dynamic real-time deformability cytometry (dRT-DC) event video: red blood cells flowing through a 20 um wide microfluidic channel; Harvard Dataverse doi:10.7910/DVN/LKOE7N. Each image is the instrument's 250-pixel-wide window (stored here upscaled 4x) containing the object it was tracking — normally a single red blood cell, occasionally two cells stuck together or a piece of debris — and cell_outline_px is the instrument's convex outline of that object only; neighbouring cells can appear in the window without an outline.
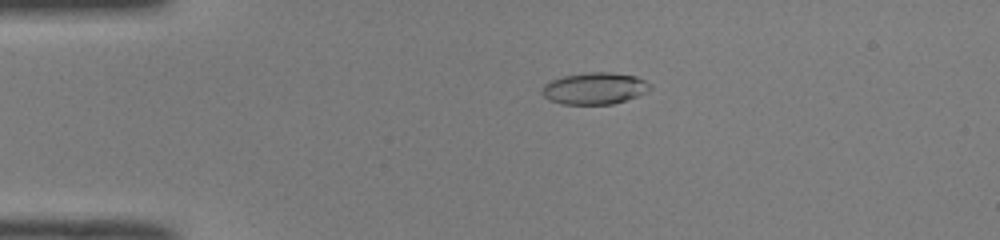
{"species": "common noctule bat (a hibernating species)", "species_latin": "Nyctalus noctula", "temperature_condition": "room temperature", "stored_images_in_passage": 48, "camera_frame_rate_fps": 3000, "um_per_image_px": 0.085, "animal": {"sex": "male", "body_mass_g": 19.0, "forearm_length_mm": 50.8}, "frame": {"image": 1, "passage_image": 8, "time_ms": 2.333, "image_size_px": [1000, 240], "cell_outline_px": [[652, 88], [636, 96], [612, 104], [564, 104], [552, 100], [544, 96], [540, 92], [544, 84], [552, 80], [564, 76], [588, 72], [608, 72], [636, 76], [652, 84]], "centroid_in_image_um": [50.54, 7.5], "position_along_channel_um": 34.5, "area_um2": 19.77}}
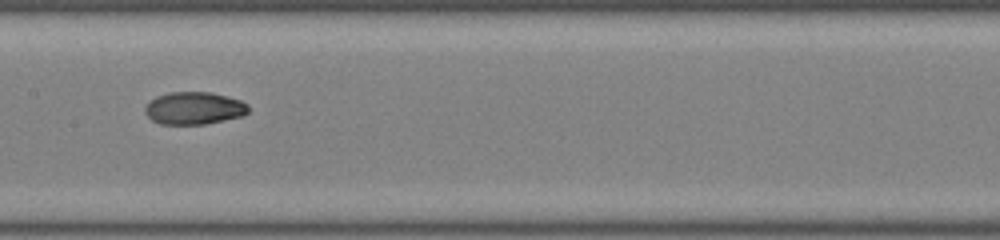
{"frame": {"image": 2, "passage_image": 23, "time_ms": 7.333, "image_size_px": [1000, 240], "cell_outline_px": [[248, 112], [240, 116], [204, 124], [160, 124], [152, 120], [144, 112], [144, 108], [156, 96], [168, 92], [212, 92], [228, 96], [240, 100], [248, 104]], "centroid_in_image_um": [16.48, 9.18], "position_along_channel_um": 190.9, "area_um2": 19.48}}
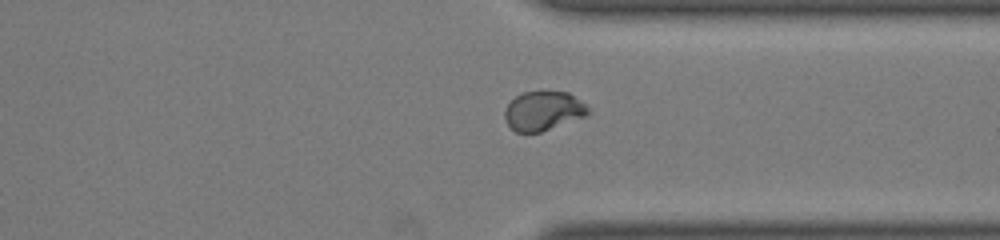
{"frame": {"image": 3, "passage_image": 36, "time_ms": 11.667, "image_size_px": [1000, 240], "cell_outline_px": [[588, 112], [584, 116], [540, 132], [516, 132], [508, 124], [504, 116], [504, 108], [516, 96], [524, 92], [568, 92], [584, 104], [588, 108]], "centroid_in_image_um": [46.13, 9.42], "position_along_channel_um": 365.3, "area_um2": 18.55}, "authors_computed_cell_mechanics": {"area_um2": 19.8543, "velocity_mm_per_s": 4.0111, "shape_relaxation_time_tau1_ms": null, "shape_relaxation_time_tau2_ms": 1.31, "deformation_change_tau1": null, "deformation_change_tau2": 0.0436}}